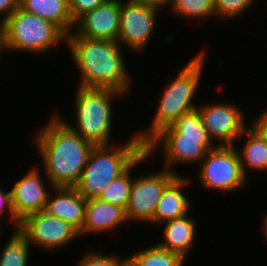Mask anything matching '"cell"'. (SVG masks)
Segmentation results:
<instances>
[{"instance_id": "cell-3", "label": "cell", "mask_w": 267, "mask_h": 266, "mask_svg": "<svg viewBox=\"0 0 267 266\" xmlns=\"http://www.w3.org/2000/svg\"><path fill=\"white\" fill-rule=\"evenodd\" d=\"M160 144V145H159ZM163 147L165 169L181 176L174 170L177 164L201 163L209 150L217 143L209 138L198 109L183 114L171 126L164 127L145 146L148 154L155 155V151ZM156 149V150H155ZM181 163V164H180Z\"/></svg>"}, {"instance_id": "cell-20", "label": "cell", "mask_w": 267, "mask_h": 266, "mask_svg": "<svg viewBox=\"0 0 267 266\" xmlns=\"http://www.w3.org/2000/svg\"><path fill=\"white\" fill-rule=\"evenodd\" d=\"M243 136L247 139L241 150L237 148V144L235 147L239 154L243 174L248 179L246 172L248 169L267 172V143L250 127L244 130L238 141L244 138Z\"/></svg>"}, {"instance_id": "cell-31", "label": "cell", "mask_w": 267, "mask_h": 266, "mask_svg": "<svg viewBox=\"0 0 267 266\" xmlns=\"http://www.w3.org/2000/svg\"><path fill=\"white\" fill-rule=\"evenodd\" d=\"M129 1L135 4L152 7L157 10H160L161 7H164L165 5L169 7V5L171 6L172 3V0H129Z\"/></svg>"}, {"instance_id": "cell-26", "label": "cell", "mask_w": 267, "mask_h": 266, "mask_svg": "<svg viewBox=\"0 0 267 266\" xmlns=\"http://www.w3.org/2000/svg\"><path fill=\"white\" fill-rule=\"evenodd\" d=\"M90 253V254H89ZM79 261L78 266H118L126 257L116 255H104L102 253L89 252Z\"/></svg>"}, {"instance_id": "cell-8", "label": "cell", "mask_w": 267, "mask_h": 266, "mask_svg": "<svg viewBox=\"0 0 267 266\" xmlns=\"http://www.w3.org/2000/svg\"><path fill=\"white\" fill-rule=\"evenodd\" d=\"M198 167L199 184L208 190L236 192L244 188L248 180L243 174L235 145L216 146L209 150Z\"/></svg>"}, {"instance_id": "cell-16", "label": "cell", "mask_w": 267, "mask_h": 266, "mask_svg": "<svg viewBox=\"0 0 267 266\" xmlns=\"http://www.w3.org/2000/svg\"><path fill=\"white\" fill-rule=\"evenodd\" d=\"M128 221L126 210L99 198L87 199L80 235L111 232Z\"/></svg>"}, {"instance_id": "cell-12", "label": "cell", "mask_w": 267, "mask_h": 266, "mask_svg": "<svg viewBox=\"0 0 267 266\" xmlns=\"http://www.w3.org/2000/svg\"><path fill=\"white\" fill-rule=\"evenodd\" d=\"M236 106L234 103L214 102L197 107L209 138L213 143L218 141L217 146H234L247 128L243 110Z\"/></svg>"}, {"instance_id": "cell-21", "label": "cell", "mask_w": 267, "mask_h": 266, "mask_svg": "<svg viewBox=\"0 0 267 266\" xmlns=\"http://www.w3.org/2000/svg\"><path fill=\"white\" fill-rule=\"evenodd\" d=\"M150 156L145 150L121 175L116 177L100 194L99 199L110 204L120 206L126 210L133 178L130 173L141 162L149 159Z\"/></svg>"}, {"instance_id": "cell-4", "label": "cell", "mask_w": 267, "mask_h": 266, "mask_svg": "<svg viewBox=\"0 0 267 266\" xmlns=\"http://www.w3.org/2000/svg\"><path fill=\"white\" fill-rule=\"evenodd\" d=\"M206 51H199L183 66L175 79L163 88L158 108L148 129L136 135L146 145L164 127L171 126L183 114L197 109L193 98L200 85Z\"/></svg>"}, {"instance_id": "cell-34", "label": "cell", "mask_w": 267, "mask_h": 266, "mask_svg": "<svg viewBox=\"0 0 267 266\" xmlns=\"http://www.w3.org/2000/svg\"><path fill=\"white\" fill-rule=\"evenodd\" d=\"M2 55V48H1V44H0V60H1V56Z\"/></svg>"}, {"instance_id": "cell-17", "label": "cell", "mask_w": 267, "mask_h": 266, "mask_svg": "<svg viewBox=\"0 0 267 266\" xmlns=\"http://www.w3.org/2000/svg\"><path fill=\"white\" fill-rule=\"evenodd\" d=\"M190 177L177 176L163 191L153 217V224H162L183 217L191 209V200L183 189L189 187Z\"/></svg>"}, {"instance_id": "cell-25", "label": "cell", "mask_w": 267, "mask_h": 266, "mask_svg": "<svg viewBox=\"0 0 267 266\" xmlns=\"http://www.w3.org/2000/svg\"><path fill=\"white\" fill-rule=\"evenodd\" d=\"M254 0H214L216 17L218 19H235L243 15L247 8L253 5ZM243 13V14H242Z\"/></svg>"}, {"instance_id": "cell-5", "label": "cell", "mask_w": 267, "mask_h": 266, "mask_svg": "<svg viewBox=\"0 0 267 266\" xmlns=\"http://www.w3.org/2000/svg\"><path fill=\"white\" fill-rule=\"evenodd\" d=\"M134 134L116 148L94 146L80 180L74 186L85 199L98 198L146 150L145 144Z\"/></svg>"}, {"instance_id": "cell-29", "label": "cell", "mask_w": 267, "mask_h": 266, "mask_svg": "<svg viewBox=\"0 0 267 266\" xmlns=\"http://www.w3.org/2000/svg\"><path fill=\"white\" fill-rule=\"evenodd\" d=\"M250 128L267 143V109L253 120Z\"/></svg>"}, {"instance_id": "cell-28", "label": "cell", "mask_w": 267, "mask_h": 266, "mask_svg": "<svg viewBox=\"0 0 267 266\" xmlns=\"http://www.w3.org/2000/svg\"><path fill=\"white\" fill-rule=\"evenodd\" d=\"M6 211H7V214L10 215L9 218L12 221L11 223L14 222L13 227H15V228L13 231L18 230L20 222L17 220V218L15 216L14 209H13L11 190H9L8 192H5V191H3V189L2 190L0 189V217L3 214H5ZM8 211H9V213H8ZM0 226H2V225L0 224Z\"/></svg>"}, {"instance_id": "cell-30", "label": "cell", "mask_w": 267, "mask_h": 266, "mask_svg": "<svg viewBox=\"0 0 267 266\" xmlns=\"http://www.w3.org/2000/svg\"><path fill=\"white\" fill-rule=\"evenodd\" d=\"M19 7V0H0V26Z\"/></svg>"}, {"instance_id": "cell-14", "label": "cell", "mask_w": 267, "mask_h": 266, "mask_svg": "<svg viewBox=\"0 0 267 266\" xmlns=\"http://www.w3.org/2000/svg\"><path fill=\"white\" fill-rule=\"evenodd\" d=\"M121 0H107L75 22L73 31L85 38L117 41Z\"/></svg>"}, {"instance_id": "cell-15", "label": "cell", "mask_w": 267, "mask_h": 266, "mask_svg": "<svg viewBox=\"0 0 267 266\" xmlns=\"http://www.w3.org/2000/svg\"><path fill=\"white\" fill-rule=\"evenodd\" d=\"M45 206L48 214L70 223L78 231L82 229L85 218V199L74 187H53Z\"/></svg>"}, {"instance_id": "cell-11", "label": "cell", "mask_w": 267, "mask_h": 266, "mask_svg": "<svg viewBox=\"0 0 267 266\" xmlns=\"http://www.w3.org/2000/svg\"><path fill=\"white\" fill-rule=\"evenodd\" d=\"M18 230L27 241L45 250H56L80 236L79 231L70 223L41 211L27 216L20 222Z\"/></svg>"}, {"instance_id": "cell-22", "label": "cell", "mask_w": 267, "mask_h": 266, "mask_svg": "<svg viewBox=\"0 0 267 266\" xmlns=\"http://www.w3.org/2000/svg\"><path fill=\"white\" fill-rule=\"evenodd\" d=\"M135 266H184L185 259L156 243L128 257Z\"/></svg>"}, {"instance_id": "cell-24", "label": "cell", "mask_w": 267, "mask_h": 266, "mask_svg": "<svg viewBox=\"0 0 267 266\" xmlns=\"http://www.w3.org/2000/svg\"><path fill=\"white\" fill-rule=\"evenodd\" d=\"M171 12L188 20L216 17L214 0H172ZM194 18V19H193Z\"/></svg>"}, {"instance_id": "cell-7", "label": "cell", "mask_w": 267, "mask_h": 266, "mask_svg": "<svg viewBox=\"0 0 267 266\" xmlns=\"http://www.w3.org/2000/svg\"><path fill=\"white\" fill-rule=\"evenodd\" d=\"M65 40L66 35L56 25L20 7L0 26L2 52L11 50L42 55Z\"/></svg>"}, {"instance_id": "cell-18", "label": "cell", "mask_w": 267, "mask_h": 266, "mask_svg": "<svg viewBox=\"0 0 267 266\" xmlns=\"http://www.w3.org/2000/svg\"><path fill=\"white\" fill-rule=\"evenodd\" d=\"M189 214L163 223V238L156 244L172 253L182 256L186 260L195 243L196 223Z\"/></svg>"}, {"instance_id": "cell-27", "label": "cell", "mask_w": 267, "mask_h": 266, "mask_svg": "<svg viewBox=\"0 0 267 266\" xmlns=\"http://www.w3.org/2000/svg\"><path fill=\"white\" fill-rule=\"evenodd\" d=\"M106 1L107 0H68L72 20L76 22L84 14L94 10Z\"/></svg>"}, {"instance_id": "cell-10", "label": "cell", "mask_w": 267, "mask_h": 266, "mask_svg": "<svg viewBox=\"0 0 267 266\" xmlns=\"http://www.w3.org/2000/svg\"><path fill=\"white\" fill-rule=\"evenodd\" d=\"M159 10L132 3L120 2V27L118 40L121 46L132 52L140 53L147 46L157 23Z\"/></svg>"}, {"instance_id": "cell-19", "label": "cell", "mask_w": 267, "mask_h": 266, "mask_svg": "<svg viewBox=\"0 0 267 266\" xmlns=\"http://www.w3.org/2000/svg\"><path fill=\"white\" fill-rule=\"evenodd\" d=\"M19 7L56 25L66 36L75 26L68 0H19Z\"/></svg>"}, {"instance_id": "cell-1", "label": "cell", "mask_w": 267, "mask_h": 266, "mask_svg": "<svg viewBox=\"0 0 267 266\" xmlns=\"http://www.w3.org/2000/svg\"><path fill=\"white\" fill-rule=\"evenodd\" d=\"M54 115L35 135V145L44 163L49 187H74L94 145L84 140L60 117Z\"/></svg>"}, {"instance_id": "cell-13", "label": "cell", "mask_w": 267, "mask_h": 266, "mask_svg": "<svg viewBox=\"0 0 267 266\" xmlns=\"http://www.w3.org/2000/svg\"><path fill=\"white\" fill-rule=\"evenodd\" d=\"M40 172L37 166L30 169L26 175L14 182L10 189L13 209L19 222L27 216L45 210L50 191L46 189Z\"/></svg>"}, {"instance_id": "cell-23", "label": "cell", "mask_w": 267, "mask_h": 266, "mask_svg": "<svg viewBox=\"0 0 267 266\" xmlns=\"http://www.w3.org/2000/svg\"><path fill=\"white\" fill-rule=\"evenodd\" d=\"M30 243L16 230L11 234L0 255V266H29Z\"/></svg>"}, {"instance_id": "cell-32", "label": "cell", "mask_w": 267, "mask_h": 266, "mask_svg": "<svg viewBox=\"0 0 267 266\" xmlns=\"http://www.w3.org/2000/svg\"><path fill=\"white\" fill-rule=\"evenodd\" d=\"M118 266H135V265L128 257H126Z\"/></svg>"}, {"instance_id": "cell-6", "label": "cell", "mask_w": 267, "mask_h": 266, "mask_svg": "<svg viewBox=\"0 0 267 266\" xmlns=\"http://www.w3.org/2000/svg\"><path fill=\"white\" fill-rule=\"evenodd\" d=\"M125 95L107 88H88L78 86L75 90V125L66 122L84 140L94 146L111 145V124L113 121L114 100ZM73 125V126H71Z\"/></svg>"}, {"instance_id": "cell-33", "label": "cell", "mask_w": 267, "mask_h": 266, "mask_svg": "<svg viewBox=\"0 0 267 266\" xmlns=\"http://www.w3.org/2000/svg\"><path fill=\"white\" fill-rule=\"evenodd\" d=\"M263 228L261 227V229H263L262 231L265 233V239L267 241V215L265 216L264 222H263Z\"/></svg>"}, {"instance_id": "cell-9", "label": "cell", "mask_w": 267, "mask_h": 266, "mask_svg": "<svg viewBox=\"0 0 267 266\" xmlns=\"http://www.w3.org/2000/svg\"><path fill=\"white\" fill-rule=\"evenodd\" d=\"M178 175L163 168L162 172L133 177L129 200L126 207L128 221L153 223L157 204L164 189Z\"/></svg>"}, {"instance_id": "cell-2", "label": "cell", "mask_w": 267, "mask_h": 266, "mask_svg": "<svg viewBox=\"0 0 267 266\" xmlns=\"http://www.w3.org/2000/svg\"><path fill=\"white\" fill-rule=\"evenodd\" d=\"M65 41L81 76L78 86L107 88L123 94L130 91L132 81L119 42L85 38L74 31Z\"/></svg>"}]
</instances>
